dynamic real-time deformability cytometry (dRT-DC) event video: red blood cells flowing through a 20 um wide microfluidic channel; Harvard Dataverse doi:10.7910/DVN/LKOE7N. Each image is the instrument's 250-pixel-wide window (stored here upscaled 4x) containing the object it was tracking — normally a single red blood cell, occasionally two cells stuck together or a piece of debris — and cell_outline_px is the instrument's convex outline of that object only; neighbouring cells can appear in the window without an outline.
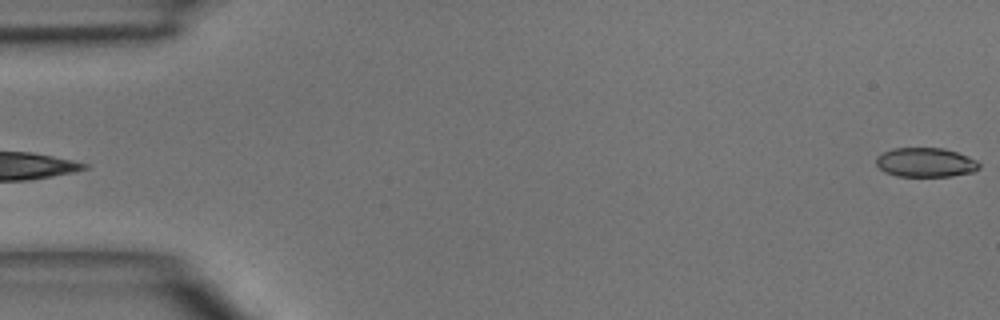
{"species": "common noctule bat (a hibernating species)", "species_latin": "Nyctalus noctula", "temperature_condition": "room temperature", "stored_images_in_passage": 4, "camera_frame_rate_fps": 3000, "um_per_image_px": 0.085, "animal": {"sex": "male", "body_mass_g": 15.6}, "frame": {"image": 1, "passage_image": 4, "time_ms": 3.333, "image_size_px": [1000, 320], "cell_outline_px": [[980, 168], [972, 172], [952, 176], [896, 176], [884, 172], [876, 164], [876, 156], [892, 148], [944, 148], [956, 152], [976, 160], [980, 164]], "centroid_in_image_um": [78.65, 13.81], "position_along_channel_um": 6.3, "area_um2": 17.57}}